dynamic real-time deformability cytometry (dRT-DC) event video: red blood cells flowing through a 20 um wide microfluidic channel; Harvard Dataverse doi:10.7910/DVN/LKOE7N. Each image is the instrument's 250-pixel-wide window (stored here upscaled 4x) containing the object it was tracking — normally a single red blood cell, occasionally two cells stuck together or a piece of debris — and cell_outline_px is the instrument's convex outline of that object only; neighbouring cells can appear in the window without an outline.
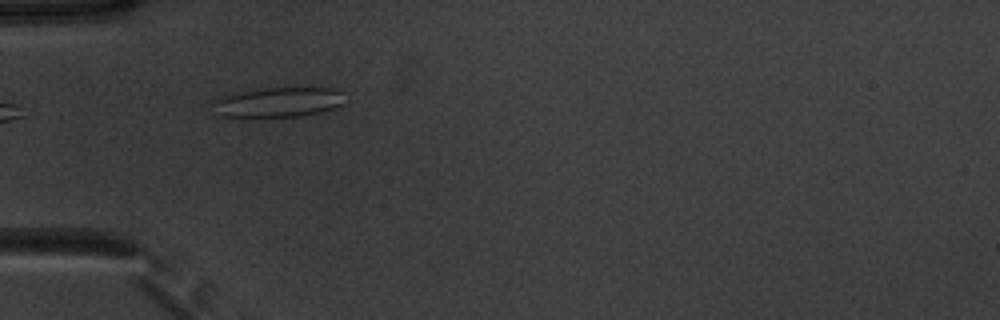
{"species": "common noctule bat (a hibernating species)", "species_latin": "Nyctalus noctula", "temperature_condition": "warm", "stored_images_in_passage": 4, "camera_frame_rate_fps": 3000, "um_per_image_px": 0.085, "animal": {"sex": "male", "body_mass_g": 20.1, "forearm_length_mm": 53.5}, "frame": {"image": 1, "passage_image": 1, "time_ms": 0.0, "image_size_px": [1000, 320], "cell_outline_px": [[344, 92], [340, 104], [332, 108], [320, 112], [304, 116], [240, 120], [224, 116], [216, 100], [232, 92], [268, 88], [332, 88]], "centroid_in_image_um": [23.67, 8.73], "position_along_channel_um": 61.3, "area_um2": 23.12}}
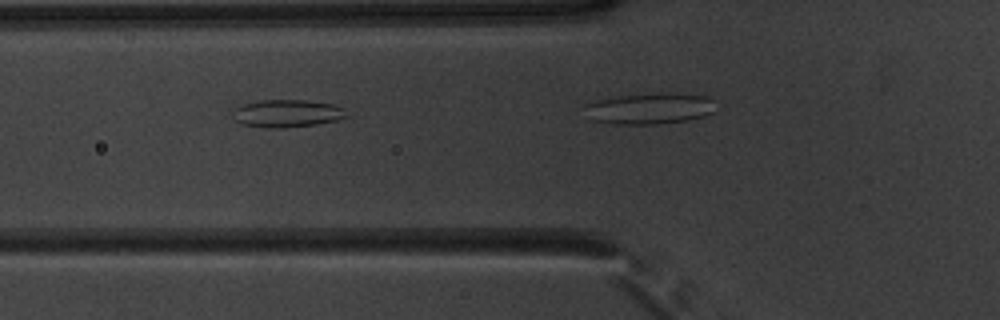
{"frame": {"image": 2, "passage_image": 2, "time_ms": 0.333, "image_size_px": [1000, 320], "cell_outline_px": [[348, 116], [336, 120], [316, 124], [284, 128], [268, 128], [240, 124], [232, 120], [232, 108], [244, 104], [260, 100], [308, 100], [332, 104], [344, 108]], "centroid_in_image_um": [24.33, 9.64], "position_along_channel_um": 101.5, "area_um2": 18.55}}